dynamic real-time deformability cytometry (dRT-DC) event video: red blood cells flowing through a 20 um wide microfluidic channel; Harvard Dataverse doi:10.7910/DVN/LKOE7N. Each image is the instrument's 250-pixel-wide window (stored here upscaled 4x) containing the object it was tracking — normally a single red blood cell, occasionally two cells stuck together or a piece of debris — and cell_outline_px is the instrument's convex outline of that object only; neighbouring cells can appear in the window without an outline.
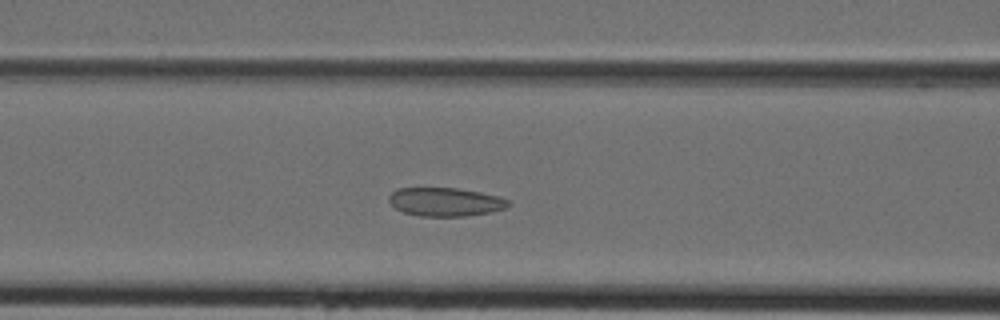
{"species": "Egyptian fruit bat (a non-hibernating species)", "species_latin": "Rousettus aegyptiacus", "temperature_condition": "cold", "stored_images_in_passage": 40, "camera_frame_rate_fps": 3000, "um_per_image_px": 0.085, "animal": {"sex": "female"}, "frame": {"image": 1, "passage_image": 14, "time_ms": 4.333, "image_size_px": [1000, 320], "cell_outline_px": [[512, 204], [504, 208], [492, 212], [464, 216], [420, 216], [404, 212], [396, 208], [388, 200], [388, 196], [396, 188], [456, 188], [480, 192], [500, 196], [512, 200]], "centroid_in_image_um": [37.9, 17.15], "position_along_channel_um": 128.7, "area_um2": 20.0}}
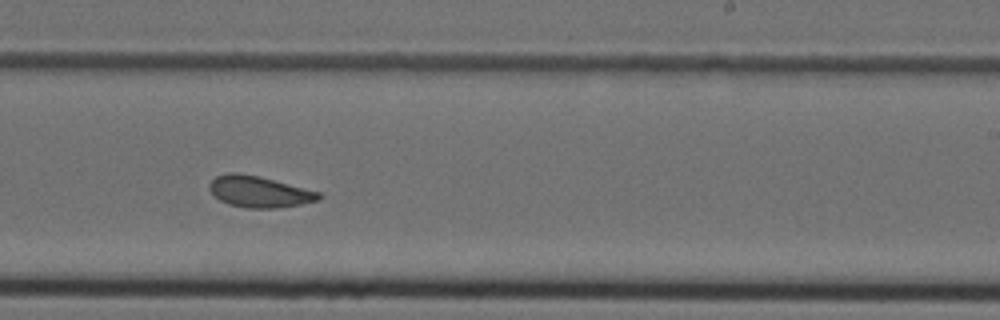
{"frame": {"image": 2, "passage_image": 23, "time_ms": 7.333, "image_size_px": [1000, 320], "cell_outline_px": [[324, 196], [320, 200], [300, 204], [276, 208], [244, 208], [228, 204], [220, 200], [208, 188], [208, 184], [216, 176], [228, 172], [236, 172], [260, 176], [320, 192]], "centroid_in_image_um": [22.04, 16.29], "position_along_channel_um": 267.0, "area_um2": 20.06}}
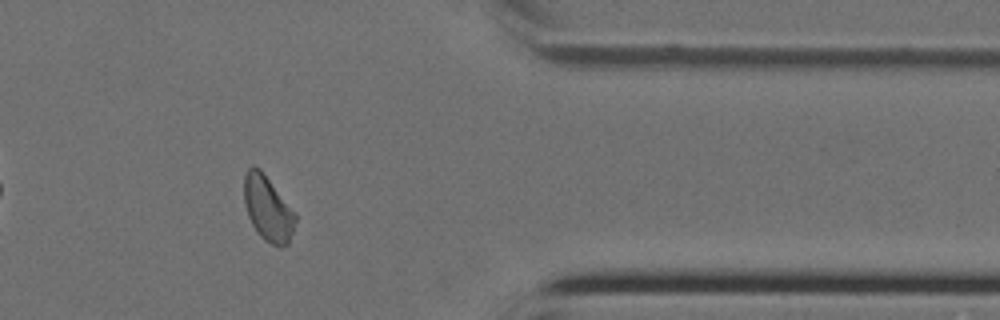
{"frame": {"image": 3, "passage_image": 32, "time_ms": 10.333, "image_size_px": [1000, 320], "cell_outline_px": [[296, 220], [288, 244], [280, 248], [264, 240], [260, 236], [252, 224], [248, 216], [244, 204], [244, 176], [248, 168], [252, 164], [260, 168], [296, 216]], "centroid_in_image_um": [22.73, 17.73], "position_along_channel_um": 388.7, "area_um2": 19.13}}